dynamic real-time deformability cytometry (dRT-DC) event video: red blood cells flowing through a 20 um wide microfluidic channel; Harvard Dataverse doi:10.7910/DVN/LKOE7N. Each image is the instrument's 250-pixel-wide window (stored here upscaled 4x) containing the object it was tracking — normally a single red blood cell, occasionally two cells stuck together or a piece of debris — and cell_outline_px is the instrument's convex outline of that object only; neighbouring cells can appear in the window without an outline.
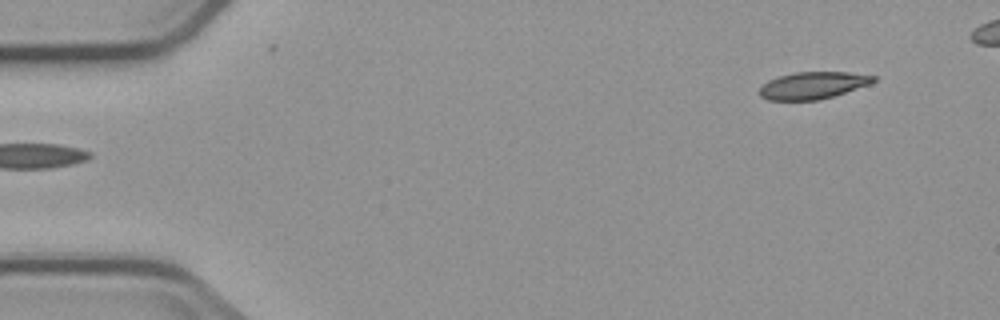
{"species": "common noctule bat (a hibernating species)", "species_latin": "Nyctalus noctula", "temperature_condition": "cold", "stored_images_in_passage": 2, "camera_frame_rate_fps": 3000, "um_per_image_px": 0.085, "animal": {"sex": "male", "body_mass_g": 23.1, "forearm_length_mm": 52.7}, "frame": {"image": 1, "passage_image": 2, "time_ms": 1.333, "image_size_px": [1000, 320], "cell_outline_px": [[876, 80], [872, 84], [820, 100], [768, 100], [760, 96], [760, 88], [768, 80], [776, 76], [796, 72], [848, 72], [876, 76]], "centroid_in_image_um": [69.11, 7.25], "position_along_channel_um": 15.9, "area_um2": 18.09}}